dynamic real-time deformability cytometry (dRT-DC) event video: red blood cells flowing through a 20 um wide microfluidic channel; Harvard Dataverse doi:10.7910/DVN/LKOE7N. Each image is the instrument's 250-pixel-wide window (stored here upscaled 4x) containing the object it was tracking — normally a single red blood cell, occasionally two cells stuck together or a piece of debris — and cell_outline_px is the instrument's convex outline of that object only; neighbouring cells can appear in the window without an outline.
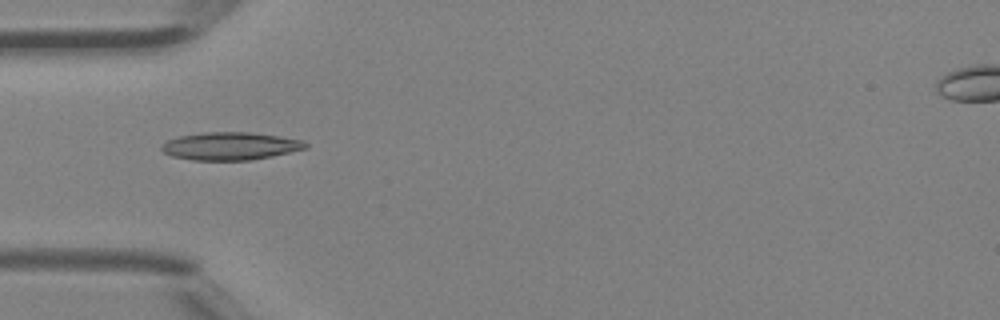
{"species": "Egyptian fruit bat (a non-hibernating species)", "species_latin": "Rousettus aegyptiacus", "temperature_condition": "room temperature", "stored_images_in_passage": 8, "camera_frame_rate_fps": 3000, "um_per_image_px": 0.085, "animal": {"sex": "female"}, "frame": {"image": 1, "passage_image": 6, "time_ms": 1.667, "image_size_px": [1000, 320], "cell_outline_px": [[308, 148], [272, 156], [248, 160], [192, 160], [172, 156], [164, 152], [160, 148], [168, 140], [180, 136], [204, 132], [248, 132], [304, 140], [308, 144]], "centroid_in_image_um": [19.59, 12.42], "position_along_channel_um": 65.4, "area_um2": 23.12}}
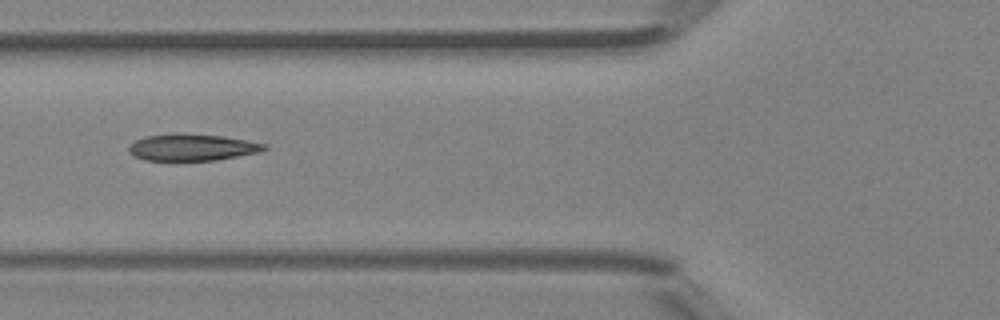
{"frame": {"image": 2, "passage_image": 7, "time_ms": 2.0, "image_size_px": [1000, 320], "cell_outline_px": [[268, 148], [260, 152], [216, 160], [144, 160], [128, 152], [128, 148], [136, 140], [144, 136], [224, 136], [248, 140], [264, 144]], "centroid_in_image_um": [16.38, 12.56], "position_along_channel_um": 109.4, "area_um2": 20.06}}
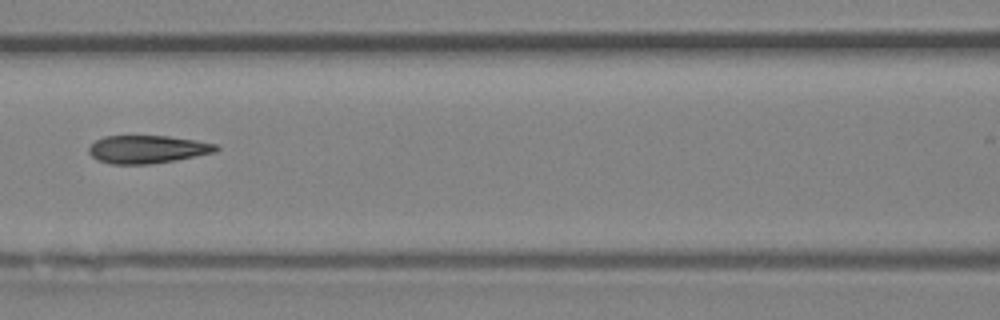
{"frame": {"image": 3, "passage_image": 8, "time_ms": 2.333, "image_size_px": [1000, 320], "cell_outline_px": [[220, 148], [216, 152], [176, 160], [152, 164], [112, 164], [96, 160], [88, 152], [88, 148], [96, 140], [104, 136], [168, 136], [196, 140], [216, 144]], "centroid_in_image_um": [12.53, 12.69], "position_along_channel_um": 154.1, "area_um2": 20.81}}